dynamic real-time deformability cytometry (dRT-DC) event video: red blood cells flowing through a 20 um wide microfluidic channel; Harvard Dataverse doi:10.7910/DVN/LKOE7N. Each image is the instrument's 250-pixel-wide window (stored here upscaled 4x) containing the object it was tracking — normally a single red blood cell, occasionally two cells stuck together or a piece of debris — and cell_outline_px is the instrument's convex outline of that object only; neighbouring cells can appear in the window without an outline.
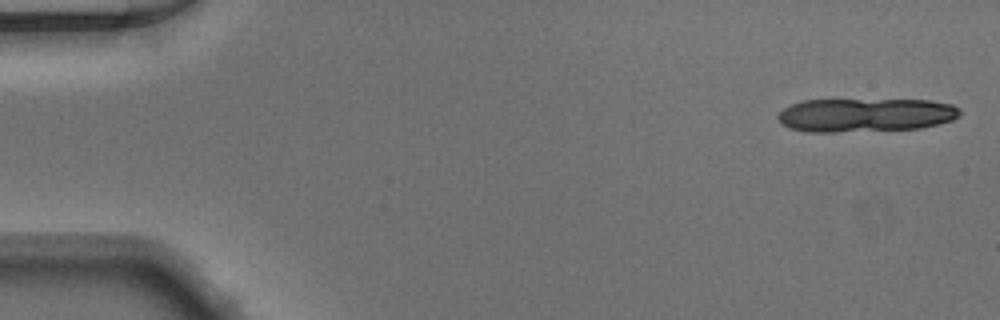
{"species": "Egyptian fruit bat (a non-hibernating species)", "species_latin": "Rousettus aegyptiacus", "temperature_condition": "warm", "stored_images_in_passage": 10, "camera_frame_rate_fps": 3000, "um_per_image_px": 0.085, "animal": {"sex": "male"}, "frame": {"image": 1, "passage_image": 1, "time_ms": 0.0, "image_size_px": [1000, 320], "cell_outline_px": [[960, 116], [952, 120], [940, 124], [920, 128], [832, 132], [808, 132], [788, 128], [780, 124], [776, 116], [784, 108], [792, 104], [804, 100], [928, 100], [952, 104], [960, 108]], "centroid_in_image_um": [73.55, 9.78], "position_along_channel_um": 11.4, "area_um2": 35.84}}